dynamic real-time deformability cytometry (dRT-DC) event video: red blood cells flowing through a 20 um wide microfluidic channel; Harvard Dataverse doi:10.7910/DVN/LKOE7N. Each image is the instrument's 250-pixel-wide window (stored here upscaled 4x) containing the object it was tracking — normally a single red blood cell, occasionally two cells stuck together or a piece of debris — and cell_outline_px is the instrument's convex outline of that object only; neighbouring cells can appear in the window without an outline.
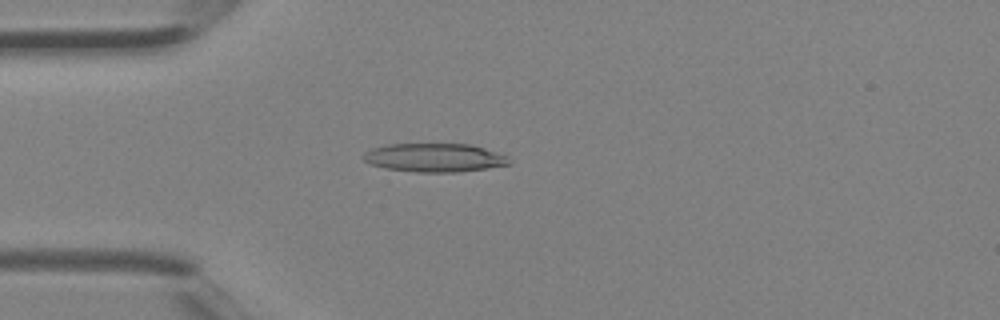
{"species": "Egyptian fruit bat (a non-hibernating species)", "species_latin": "Rousettus aegyptiacus", "temperature_condition": "room temperature", "stored_images_in_passage": 3, "camera_frame_rate_fps": 3000, "um_per_image_px": 0.085, "animal": {"sex": "female"}, "frame": {"image": 1, "passage_image": 3, "time_ms": 0.667, "image_size_px": [1000, 320], "cell_outline_px": [[512, 164], [488, 168], [456, 172], [416, 172], [384, 168], [372, 164], [364, 160], [364, 152], [372, 148], [388, 144], [472, 144], [508, 156]], "centroid_in_image_um": [36.96, 13.4], "position_along_channel_um": 48.0, "area_um2": 24.28}}